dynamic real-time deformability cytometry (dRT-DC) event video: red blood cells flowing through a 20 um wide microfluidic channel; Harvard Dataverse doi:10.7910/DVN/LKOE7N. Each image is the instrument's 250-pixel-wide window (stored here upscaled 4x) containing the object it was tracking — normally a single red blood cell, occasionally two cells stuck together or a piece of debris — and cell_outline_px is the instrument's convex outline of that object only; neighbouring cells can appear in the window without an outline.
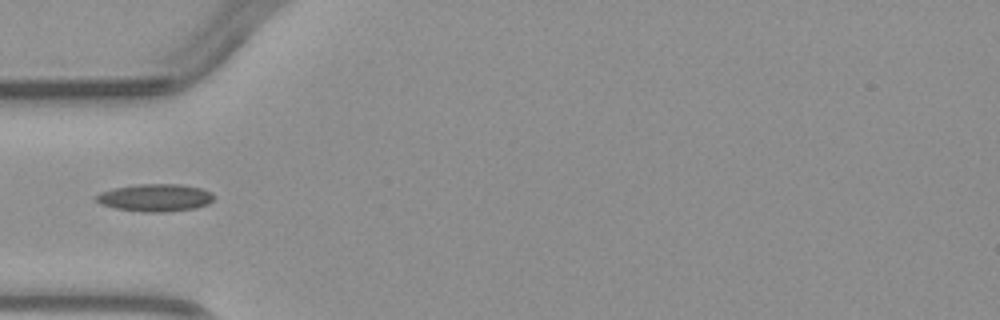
{"species": "common noctule bat (a hibernating species)", "species_latin": "Nyctalus noctula", "temperature_condition": "warm", "stored_images_in_passage": 3, "camera_frame_rate_fps": 3000, "um_per_image_px": 0.085, "animal": {"sex": "male", "body_mass_g": 23.1, "forearm_length_mm": 52.7}, "frame": {"image": 1, "passage_image": 3, "time_ms": 3.0, "image_size_px": [1000, 320], "cell_outline_px": [[216, 196], [208, 204], [196, 208], [164, 212], [144, 212], [116, 208], [100, 204], [96, 200], [96, 196], [100, 192], [116, 188], [136, 184], [180, 184], [200, 188], [212, 192]], "centroid_in_image_um": [13.23, 16.8], "position_along_channel_um": 71.8, "area_um2": 18.84}}